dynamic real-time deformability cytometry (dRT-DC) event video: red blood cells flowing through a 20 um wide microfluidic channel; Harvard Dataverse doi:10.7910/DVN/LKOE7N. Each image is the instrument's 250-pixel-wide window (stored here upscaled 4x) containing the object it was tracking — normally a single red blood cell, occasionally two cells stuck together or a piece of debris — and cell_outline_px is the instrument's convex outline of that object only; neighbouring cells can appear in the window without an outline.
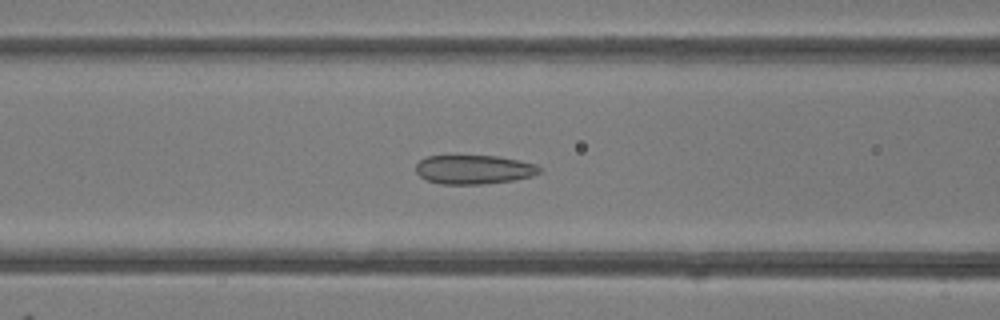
{"species": "common noctule bat (a hibernating species)", "species_latin": "Nyctalus noctula", "temperature_condition": "room temperature", "stored_images_in_passage": 48, "camera_frame_rate_fps": 3000, "um_per_image_px": 0.085, "animal": {"sex": "female"}, "frame": {"image": 1, "passage_image": 19, "time_ms": 6.0, "image_size_px": [1000, 320], "cell_outline_px": [[540, 172], [532, 176], [512, 180], [484, 184], [440, 184], [428, 180], [420, 176], [416, 172], [416, 164], [420, 160], [428, 156], [496, 156], [520, 160], [536, 164], [540, 168]], "centroid_in_image_um": [40.28, 14.41], "position_along_channel_um": 126.3, "area_um2": 20.81}}
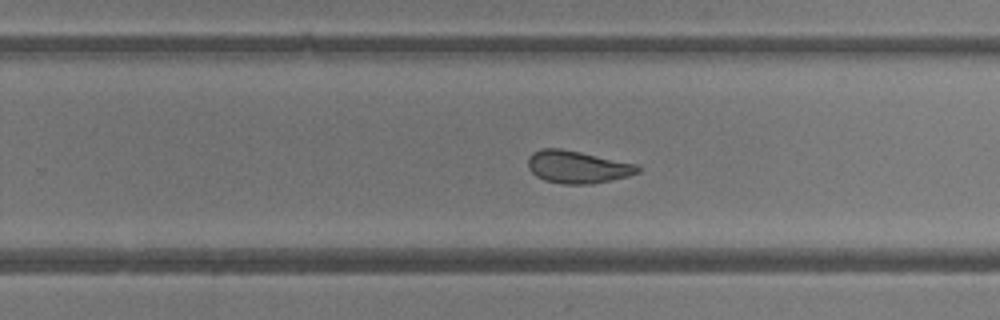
{"frame": {"image": 2, "passage_image": 30, "time_ms": 9.667, "image_size_px": [1000, 320], "cell_outline_px": [[640, 172], [628, 176], [592, 184], [564, 184], [544, 180], [536, 176], [528, 168], [528, 156], [532, 152], [540, 148], [560, 148], [580, 152], [636, 164], [640, 168]], "centroid_in_image_um": [49.04, 14.19], "position_along_channel_um": 280.8, "area_um2": 20.75}}
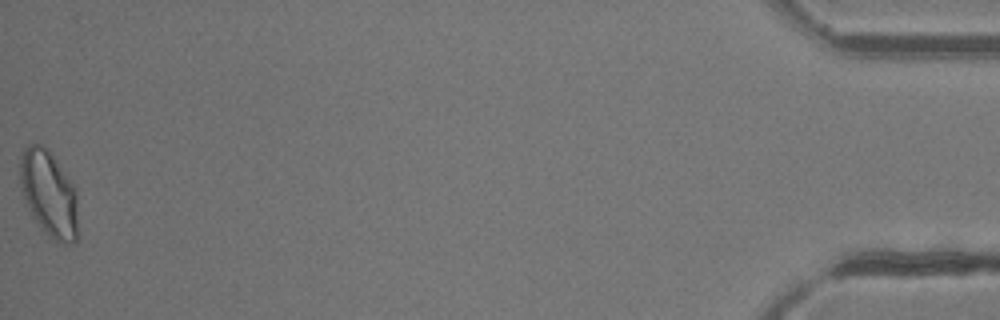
{"frame": {"image": 3, "passage_image": 48, "time_ms": 15.667, "image_size_px": [1000, 320], "cell_outline_px": [[80, 236], [72, 244], [60, 244], [48, 236], [32, 216], [20, 188], [20, 156], [24, 148], [28, 144], [40, 144], [48, 148], [76, 188]], "centroid_in_image_um": [4.2, 16.5], "position_along_channel_um": 431.0, "area_um2": 29.82}, "authors_computed_cell_mechanics": {"area_um2": 23.0622, "velocity_mm_per_s": 4.2147, "shape_relaxation_time_tau1_ms": 4.4577, "shape_relaxation_time_tau2_ms": 1.5143, "deformation_change_tau1": 0.1151, "deformation_change_tau2": 0.0724}}